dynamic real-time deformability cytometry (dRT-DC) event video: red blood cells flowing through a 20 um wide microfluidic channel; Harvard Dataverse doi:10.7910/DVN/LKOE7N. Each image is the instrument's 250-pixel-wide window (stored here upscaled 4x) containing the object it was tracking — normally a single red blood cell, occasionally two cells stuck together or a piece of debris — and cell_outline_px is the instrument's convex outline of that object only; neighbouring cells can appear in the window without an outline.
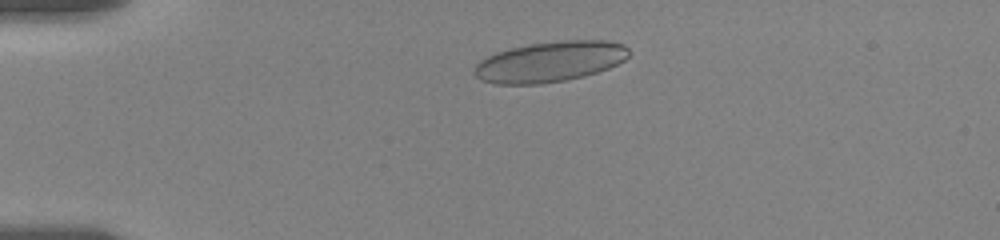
{"species": "human", "species_latin": "Homo sapiens", "temperature_condition": "room temperature", "stored_images_in_passage": 52, "camera_frame_rate_fps": 3000, "um_per_image_px": 0.085, "donor": {"sex": "female"}, "frame": {"image": 1, "passage_image": 8, "time_ms": 2.333, "image_size_px": [1000, 240], "cell_outline_px": [[628, 56], [624, 60], [608, 68], [584, 76], [564, 80], [540, 84], [496, 84], [480, 80], [472, 72], [476, 64], [480, 60], [496, 52], [512, 48], [532, 44], [564, 40], [608, 40], [624, 44], [628, 48]], "centroid_in_image_um": [46.73, 5.24], "position_along_channel_um": 38.3, "area_um2": 36.36}}
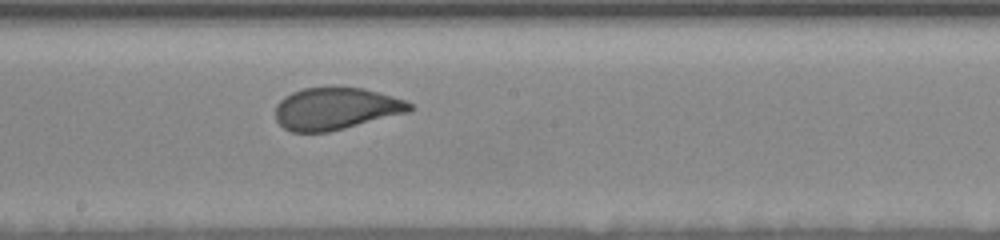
{"frame": {"image": 2, "passage_image": 27, "time_ms": 8.667, "image_size_px": [1000, 240], "cell_outline_px": [[412, 108], [408, 112], [328, 132], [292, 132], [284, 128], [276, 120], [276, 104], [284, 96], [292, 92], [304, 88], [332, 84], [364, 88], [392, 96], [404, 100], [412, 104]], "centroid_in_image_um": [28.51, 9.19], "position_along_channel_um": 219.7, "area_um2": 33.41}}
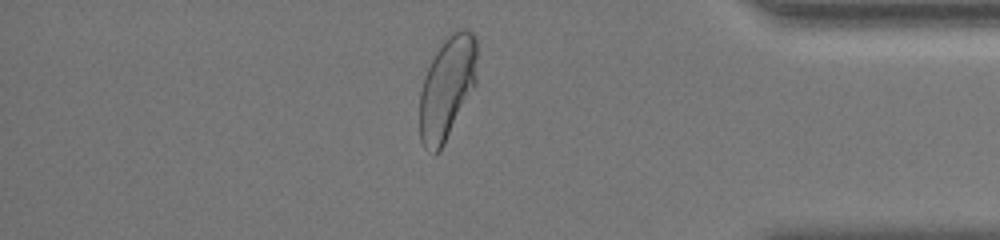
{"frame": {"image": 3, "passage_image": 44, "time_ms": 14.333, "image_size_px": [1000, 240], "cell_outline_px": [[476, 84], [440, 152], [432, 152], [424, 148], [420, 140], [420, 92], [428, 68], [444, 36], [448, 32], [456, 28], [468, 28], [476, 36]], "centroid_in_image_um": [38.01, 7.41], "position_along_channel_um": 397.2, "area_um2": 34.68}, "authors_computed_cell_mechanics": {"area_um2": 35.1424, "velocity_mm_per_s": 3.5317, "shape_relaxation_time_tau1_ms": 4.641, "shape_relaxation_time_tau2_ms": null, "deformation_change_tau1": 0.1573, "deformation_change_tau2": null}}